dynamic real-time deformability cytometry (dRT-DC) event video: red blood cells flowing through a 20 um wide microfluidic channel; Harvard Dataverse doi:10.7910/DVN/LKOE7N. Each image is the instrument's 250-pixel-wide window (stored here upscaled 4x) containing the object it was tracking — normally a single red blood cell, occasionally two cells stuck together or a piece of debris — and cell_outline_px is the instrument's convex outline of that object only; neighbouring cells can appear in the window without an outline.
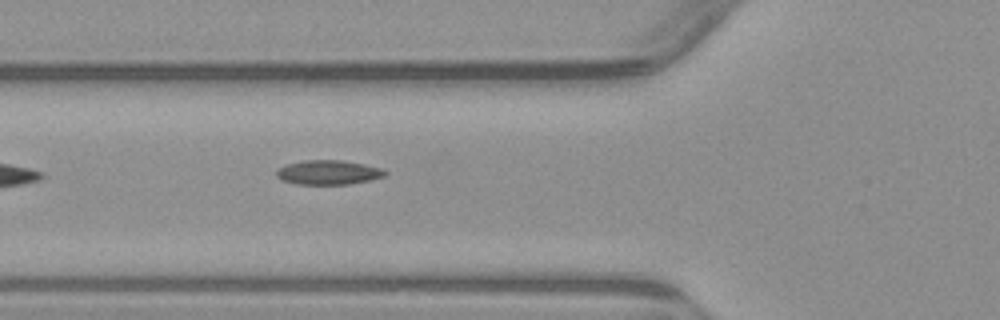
{"species": "common noctule bat (a hibernating species)", "species_latin": "Nyctalus noctula", "temperature_condition": "warm", "stored_images_in_passage": 3, "camera_frame_rate_fps": 3000, "um_per_image_px": 0.085, "animal": {"sex": "male", "body_mass_g": 23.1, "forearm_length_mm": 52.7}, "frame": {"image": 1, "passage_image": 3, "time_ms": 2.667, "image_size_px": [1000, 320], "cell_outline_px": [[388, 172], [384, 176], [368, 180], [348, 184], [296, 184], [280, 180], [276, 176], [276, 168], [288, 164], [304, 160], [340, 160], [364, 164], [384, 168]], "centroid_in_image_um": [27.88, 14.65], "position_along_channel_um": 97.9, "area_um2": 15.49}}